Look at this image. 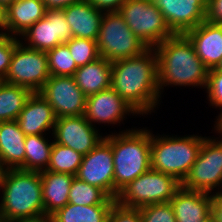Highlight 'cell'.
<instances>
[{
  "mask_svg": "<svg viewBox=\"0 0 222 222\" xmlns=\"http://www.w3.org/2000/svg\"><path fill=\"white\" fill-rule=\"evenodd\" d=\"M75 177L90 185L99 187L110 198H114L112 147L105 137L94 149L83 156Z\"/></svg>",
  "mask_w": 222,
  "mask_h": 222,
  "instance_id": "4fadbf2b",
  "label": "cell"
},
{
  "mask_svg": "<svg viewBox=\"0 0 222 222\" xmlns=\"http://www.w3.org/2000/svg\"><path fill=\"white\" fill-rule=\"evenodd\" d=\"M204 137L156 135L151 138V168L171 175L182 183L196 161Z\"/></svg>",
  "mask_w": 222,
  "mask_h": 222,
  "instance_id": "5b68a950",
  "label": "cell"
},
{
  "mask_svg": "<svg viewBox=\"0 0 222 222\" xmlns=\"http://www.w3.org/2000/svg\"><path fill=\"white\" fill-rule=\"evenodd\" d=\"M103 12L119 11L126 0H87Z\"/></svg>",
  "mask_w": 222,
  "mask_h": 222,
  "instance_id": "8d00e7d4",
  "label": "cell"
},
{
  "mask_svg": "<svg viewBox=\"0 0 222 222\" xmlns=\"http://www.w3.org/2000/svg\"><path fill=\"white\" fill-rule=\"evenodd\" d=\"M20 37V41L26 42L25 46L47 52L67 43L72 38V32L62 9H47L45 16Z\"/></svg>",
  "mask_w": 222,
  "mask_h": 222,
  "instance_id": "7c38bea8",
  "label": "cell"
},
{
  "mask_svg": "<svg viewBox=\"0 0 222 222\" xmlns=\"http://www.w3.org/2000/svg\"><path fill=\"white\" fill-rule=\"evenodd\" d=\"M111 73L112 62L99 57L78 67L72 77L80 90L89 96L111 87Z\"/></svg>",
  "mask_w": 222,
  "mask_h": 222,
  "instance_id": "cb8c5ba5",
  "label": "cell"
},
{
  "mask_svg": "<svg viewBox=\"0 0 222 222\" xmlns=\"http://www.w3.org/2000/svg\"><path fill=\"white\" fill-rule=\"evenodd\" d=\"M137 112L111 87L87 96L83 116L94 127L97 124H117ZM94 123V124H93Z\"/></svg>",
  "mask_w": 222,
  "mask_h": 222,
  "instance_id": "9a60e30c",
  "label": "cell"
},
{
  "mask_svg": "<svg viewBox=\"0 0 222 222\" xmlns=\"http://www.w3.org/2000/svg\"><path fill=\"white\" fill-rule=\"evenodd\" d=\"M181 188V182L175 177L150 168L125 186L115 199L116 202L128 208L168 203Z\"/></svg>",
  "mask_w": 222,
  "mask_h": 222,
  "instance_id": "8992f818",
  "label": "cell"
},
{
  "mask_svg": "<svg viewBox=\"0 0 222 222\" xmlns=\"http://www.w3.org/2000/svg\"><path fill=\"white\" fill-rule=\"evenodd\" d=\"M74 38L97 41L103 11L87 0L76 2L62 8Z\"/></svg>",
  "mask_w": 222,
  "mask_h": 222,
  "instance_id": "44dd1931",
  "label": "cell"
},
{
  "mask_svg": "<svg viewBox=\"0 0 222 222\" xmlns=\"http://www.w3.org/2000/svg\"><path fill=\"white\" fill-rule=\"evenodd\" d=\"M98 131L83 115L59 117L56 118L52 136L54 142L69 147L84 156L105 137Z\"/></svg>",
  "mask_w": 222,
  "mask_h": 222,
  "instance_id": "5bb4252c",
  "label": "cell"
},
{
  "mask_svg": "<svg viewBox=\"0 0 222 222\" xmlns=\"http://www.w3.org/2000/svg\"><path fill=\"white\" fill-rule=\"evenodd\" d=\"M15 222H53L51 216H39L36 218H31V219H25V220H18Z\"/></svg>",
  "mask_w": 222,
  "mask_h": 222,
  "instance_id": "ab89813d",
  "label": "cell"
},
{
  "mask_svg": "<svg viewBox=\"0 0 222 222\" xmlns=\"http://www.w3.org/2000/svg\"><path fill=\"white\" fill-rule=\"evenodd\" d=\"M157 55L148 48L138 56L112 62L111 88L136 112L148 115L160 104Z\"/></svg>",
  "mask_w": 222,
  "mask_h": 222,
  "instance_id": "6da1fadb",
  "label": "cell"
},
{
  "mask_svg": "<svg viewBox=\"0 0 222 222\" xmlns=\"http://www.w3.org/2000/svg\"><path fill=\"white\" fill-rule=\"evenodd\" d=\"M51 76H73L78 69L66 43L46 52Z\"/></svg>",
  "mask_w": 222,
  "mask_h": 222,
  "instance_id": "f546056e",
  "label": "cell"
},
{
  "mask_svg": "<svg viewBox=\"0 0 222 222\" xmlns=\"http://www.w3.org/2000/svg\"><path fill=\"white\" fill-rule=\"evenodd\" d=\"M212 222H222V192L213 194Z\"/></svg>",
  "mask_w": 222,
  "mask_h": 222,
  "instance_id": "74e56055",
  "label": "cell"
},
{
  "mask_svg": "<svg viewBox=\"0 0 222 222\" xmlns=\"http://www.w3.org/2000/svg\"><path fill=\"white\" fill-rule=\"evenodd\" d=\"M197 1H199L206 9L210 2V0H197Z\"/></svg>",
  "mask_w": 222,
  "mask_h": 222,
  "instance_id": "f6af8a7d",
  "label": "cell"
},
{
  "mask_svg": "<svg viewBox=\"0 0 222 222\" xmlns=\"http://www.w3.org/2000/svg\"><path fill=\"white\" fill-rule=\"evenodd\" d=\"M8 168L4 165L2 158L0 156V180L6 174Z\"/></svg>",
  "mask_w": 222,
  "mask_h": 222,
  "instance_id": "b9f144b4",
  "label": "cell"
},
{
  "mask_svg": "<svg viewBox=\"0 0 222 222\" xmlns=\"http://www.w3.org/2000/svg\"><path fill=\"white\" fill-rule=\"evenodd\" d=\"M216 69L222 70V58H221L219 65L216 67Z\"/></svg>",
  "mask_w": 222,
  "mask_h": 222,
  "instance_id": "bcb514c9",
  "label": "cell"
},
{
  "mask_svg": "<svg viewBox=\"0 0 222 222\" xmlns=\"http://www.w3.org/2000/svg\"><path fill=\"white\" fill-rule=\"evenodd\" d=\"M82 158L83 155L75 150L53 141L50 163L47 167V171L67 173L75 176L81 165Z\"/></svg>",
  "mask_w": 222,
  "mask_h": 222,
  "instance_id": "f1b7e54d",
  "label": "cell"
},
{
  "mask_svg": "<svg viewBox=\"0 0 222 222\" xmlns=\"http://www.w3.org/2000/svg\"><path fill=\"white\" fill-rule=\"evenodd\" d=\"M18 38L0 31V81L5 79Z\"/></svg>",
  "mask_w": 222,
  "mask_h": 222,
  "instance_id": "d6a6232c",
  "label": "cell"
},
{
  "mask_svg": "<svg viewBox=\"0 0 222 222\" xmlns=\"http://www.w3.org/2000/svg\"><path fill=\"white\" fill-rule=\"evenodd\" d=\"M18 38L9 70L3 81L23 86L33 93L39 92L49 79L48 57L46 52L32 49Z\"/></svg>",
  "mask_w": 222,
  "mask_h": 222,
  "instance_id": "30bf717a",
  "label": "cell"
},
{
  "mask_svg": "<svg viewBox=\"0 0 222 222\" xmlns=\"http://www.w3.org/2000/svg\"><path fill=\"white\" fill-rule=\"evenodd\" d=\"M41 135H27L25 137V170L42 172L47 170L53 141Z\"/></svg>",
  "mask_w": 222,
  "mask_h": 222,
  "instance_id": "4316f807",
  "label": "cell"
},
{
  "mask_svg": "<svg viewBox=\"0 0 222 222\" xmlns=\"http://www.w3.org/2000/svg\"><path fill=\"white\" fill-rule=\"evenodd\" d=\"M0 219L15 222L45 215L40 172L8 169L0 180Z\"/></svg>",
  "mask_w": 222,
  "mask_h": 222,
  "instance_id": "3957f363",
  "label": "cell"
},
{
  "mask_svg": "<svg viewBox=\"0 0 222 222\" xmlns=\"http://www.w3.org/2000/svg\"><path fill=\"white\" fill-rule=\"evenodd\" d=\"M212 201L213 195L210 193L181 187L169 202L176 222H212Z\"/></svg>",
  "mask_w": 222,
  "mask_h": 222,
  "instance_id": "e0dca14e",
  "label": "cell"
},
{
  "mask_svg": "<svg viewBox=\"0 0 222 222\" xmlns=\"http://www.w3.org/2000/svg\"><path fill=\"white\" fill-rule=\"evenodd\" d=\"M116 200L110 198L102 189L84 181L73 178L68 203L75 205L114 204Z\"/></svg>",
  "mask_w": 222,
  "mask_h": 222,
  "instance_id": "83f0119b",
  "label": "cell"
},
{
  "mask_svg": "<svg viewBox=\"0 0 222 222\" xmlns=\"http://www.w3.org/2000/svg\"><path fill=\"white\" fill-rule=\"evenodd\" d=\"M185 35L193 43L197 56L209 70L219 65L222 58V24L205 20L188 30Z\"/></svg>",
  "mask_w": 222,
  "mask_h": 222,
  "instance_id": "ac0fdd59",
  "label": "cell"
},
{
  "mask_svg": "<svg viewBox=\"0 0 222 222\" xmlns=\"http://www.w3.org/2000/svg\"><path fill=\"white\" fill-rule=\"evenodd\" d=\"M128 27L148 48L175 35L151 0H126L118 11Z\"/></svg>",
  "mask_w": 222,
  "mask_h": 222,
  "instance_id": "ba28073f",
  "label": "cell"
},
{
  "mask_svg": "<svg viewBox=\"0 0 222 222\" xmlns=\"http://www.w3.org/2000/svg\"><path fill=\"white\" fill-rule=\"evenodd\" d=\"M3 18H4V9L0 5V31H1V28H2Z\"/></svg>",
  "mask_w": 222,
  "mask_h": 222,
  "instance_id": "ee69618b",
  "label": "cell"
},
{
  "mask_svg": "<svg viewBox=\"0 0 222 222\" xmlns=\"http://www.w3.org/2000/svg\"><path fill=\"white\" fill-rule=\"evenodd\" d=\"M113 204L75 205L67 203L51 215L53 222H104Z\"/></svg>",
  "mask_w": 222,
  "mask_h": 222,
  "instance_id": "d4e9b609",
  "label": "cell"
},
{
  "mask_svg": "<svg viewBox=\"0 0 222 222\" xmlns=\"http://www.w3.org/2000/svg\"><path fill=\"white\" fill-rule=\"evenodd\" d=\"M47 9H62L68 5L84 0H42Z\"/></svg>",
  "mask_w": 222,
  "mask_h": 222,
  "instance_id": "f35d334b",
  "label": "cell"
},
{
  "mask_svg": "<svg viewBox=\"0 0 222 222\" xmlns=\"http://www.w3.org/2000/svg\"><path fill=\"white\" fill-rule=\"evenodd\" d=\"M175 34H185L206 20V8L197 0H151Z\"/></svg>",
  "mask_w": 222,
  "mask_h": 222,
  "instance_id": "2e32d148",
  "label": "cell"
},
{
  "mask_svg": "<svg viewBox=\"0 0 222 222\" xmlns=\"http://www.w3.org/2000/svg\"><path fill=\"white\" fill-rule=\"evenodd\" d=\"M47 8L42 0H16L4 9L1 31L17 37L42 19Z\"/></svg>",
  "mask_w": 222,
  "mask_h": 222,
  "instance_id": "d6986e66",
  "label": "cell"
},
{
  "mask_svg": "<svg viewBox=\"0 0 222 222\" xmlns=\"http://www.w3.org/2000/svg\"><path fill=\"white\" fill-rule=\"evenodd\" d=\"M216 126H214V129L216 130L217 133L221 135L222 138V113H219L217 120L215 121Z\"/></svg>",
  "mask_w": 222,
  "mask_h": 222,
  "instance_id": "60d3db41",
  "label": "cell"
},
{
  "mask_svg": "<svg viewBox=\"0 0 222 222\" xmlns=\"http://www.w3.org/2000/svg\"><path fill=\"white\" fill-rule=\"evenodd\" d=\"M39 93L48 101L56 118L84 114L87 96L72 76H50Z\"/></svg>",
  "mask_w": 222,
  "mask_h": 222,
  "instance_id": "8fae6325",
  "label": "cell"
},
{
  "mask_svg": "<svg viewBox=\"0 0 222 222\" xmlns=\"http://www.w3.org/2000/svg\"><path fill=\"white\" fill-rule=\"evenodd\" d=\"M16 121L26 136L47 135L46 131L54 130L56 116L48 101L35 92L28 98Z\"/></svg>",
  "mask_w": 222,
  "mask_h": 222,
  "instance_id": "ffe728a7",
  "label": "cell"
},
{
  "mask_svg": "<svg viewBox=\"0 0 222 222\" xmlns=\"http://www.w3.org/2000/svg\"><path fill=\"white\" fill-rule=\"evenodd\" d=\"M157 55L158 86L206 88L209 69L197 56L185 34H175L154 47Z\"/></svg>",
  "mask_w": 222,
  "mask_h": 222,
  "instance_id": "7a4b0ae2",
  "label": "cell"
},
{
  "mask_svg": "<svg viewBox=\"0 0 222 222\" xmlns=\"http://www.w3.org/2000/svg\"><path fill=\"white\" fill-rule=\"evenodd\" d=\"M104 222H110V219H109V217L104 221Z\"/></svg>",
  "mask_w": 222,
  "mask_h": 222,
  "instance_id": "7dc6e473",
  "label": "cell"
},
{
  "mask_svg": "<svg viewBox=\"0 0 222 222\" xmlns=\"http://www.w3.org/2000/svg\"><path fill=\"white\" fill-rule=\"evenodd\" d=\"M16 0H0V5L5 9L9 4L13 3Z\"/></svg>",
  "mask_w": 222,
  "mask_h": 222,
  "instance_id": "7bdbcfd3",
  "label": "cell"
},
{
  "mask_svg": "<svg viewBox=\"0 0 222 222\" xmlns=\"http://www.w3.org/2000/svg\"><path fill=\"white\" fill-rule=\"evenodd\" d=\"M111 134L105 138L112 147L116 199L125 186L151 168L152 132L146 128H131Z\"/></svg>",
  "mask_w": 222,
  "mask_h": 222,
  "instance_id": "277c9868",
  "label": "cell"
},
{
  "mask_svg": "<svg viewBox=\"0 0 222 222\" xmlns=\"http://www.w3.org/2000/svg\"><path fill=\"white\" fill-rule=\"evenodd\" d=\"M32 93L23 86L0 81V122L17 120Z\"/></svg>",
  "mask_w": 222,
  "mask_h": 222,
  "instance_id": "484cf974",
  "label": "cell"
},
{
  "mask_svg": "<svg viewBox=\"0 0 222 222\" xmlns=\"http://www.w3.org/2000/svg\"><path fill=\"white\" fill-rule=\"evenodd\" d=\"M213 138L204 136L199 155L181 183L183 189L210 194L222 192V138ZM215 188L220 190L212 192Z\"/></svg>",
  "mask_w": 222,
  "mask_h": 222,
  "instance_id": "9c48e42d",
  "label": "cell"
},
{
  "mask_svg": "<svg viewBox=\"0 0 222 222\" xmlns=\"http://www.w3.org/2000/svg\"><path fill=\"white\" fill-rule=\"evenodd\" d=\"M206 21L222 24V0H210L206 9Z\"/></svg>",
  "mask_w": 222,
  "mask_h": 222,
  "instance_id": "d590c367",
  "label": "cell"
},
{
  "mask_svg": "<svg viewBox=\"0 0 222 222\" xmlns=\"http://www.w3.org/2000/svg\"><path fill=\"white\" fill-rule=\"evenodd\" d=\"M205 89L210 106L221 109L222 113V70L216 68L209 70Z\"/></svg>",
  "mask_w": 222,
  "mask_h": 222,
  "instance_id": "836d02e7",
  "label": "cell"
},
{
  "mask_svg": "<svg viewBox=\"0 0 222 222\" xmlns=\"http://www.w3.org/2000/svg\"><path fill=\"white\" fill-rule=\"evenodd\" d=\"M110 222H142L140 209L128 208L115 202L109 212Z\"/></svg>",
  "mask_w": 222,
  "mask_h": 222,
  "instance_id": "e575fe53",
  "label": "cell"
},
{
  "mask_svg": "<svg viewBox=\"0 0 222 222\" xmlns=\"http://www.w3.org/2000/svg\"><path fill=\"white\" fill-rule=\"evenodd\" d=\"M40 175L44 213L51 216L68 203L71 183L75 176L47 170L40 172Z\"/></svg>",
  "mask_w": 222,
  "mask_h": 222,
  "instance_id": "603a6c76",
  "label": "cell"
},
{
  "mask_svg": "<svg viewBox=\"0 0 222 222\" xmlns=\"http://www.w3.org/2000/svg\"><path fill=\"white\" fill-rule=\"evenodd\" d=\"M66 44L77 67L84 66L100 57L97 42L94 40L72 37Z\"/></svg>",
  "mask_w": 222,
  "mask_h": 222,
  "instance_id": "4dcf8cb0",
  "label": "cell"
},
{
  "mask_svg": "<svg viewBox=\"0 0 222 222\" xmlns=\"http://www.w3.org/2000/svg\"><path fill=\"white\" fill-rule=\"evenodd\" d=\"M96 42L100 57L111 62L138 56L148 49L118 11L103 13Z\"/></svg>",
  "mask_w": 222,
  "mask_h": 222,
  "instance_id": "52a82bcc",
  "label": "cell"
},
{
  "mask_svg": "<svg viewBox=\"0 0 222 222\" xmlns=\"http://www.w3.org/2000/svg\"><path fill=\"white\" fill-rule=\"evenodd\" d=\"M25 137L16 120L0 122V156L8 169L25 170Z\"/></svg>",
  "mask_w": 222,
  "mask_h": 222,
  "instance_id": "7402d4cb",
  "label": "cell"
},
{
  "mask_svg": "<svg viewBox=\"0 0 222 222\" xmlns=\"http://www.w3.org/2000/svg\"><path fill=\"white\" fill-rule=\"evenodd\" d=\"M139 209L142 222H176L170 202L151 204Z\"/></svg>",
  "mask_w": 222,
  "mask_h": 222,
  "instance_id": "1f68e13d",
  "label": "cell"
}]
</instances>
